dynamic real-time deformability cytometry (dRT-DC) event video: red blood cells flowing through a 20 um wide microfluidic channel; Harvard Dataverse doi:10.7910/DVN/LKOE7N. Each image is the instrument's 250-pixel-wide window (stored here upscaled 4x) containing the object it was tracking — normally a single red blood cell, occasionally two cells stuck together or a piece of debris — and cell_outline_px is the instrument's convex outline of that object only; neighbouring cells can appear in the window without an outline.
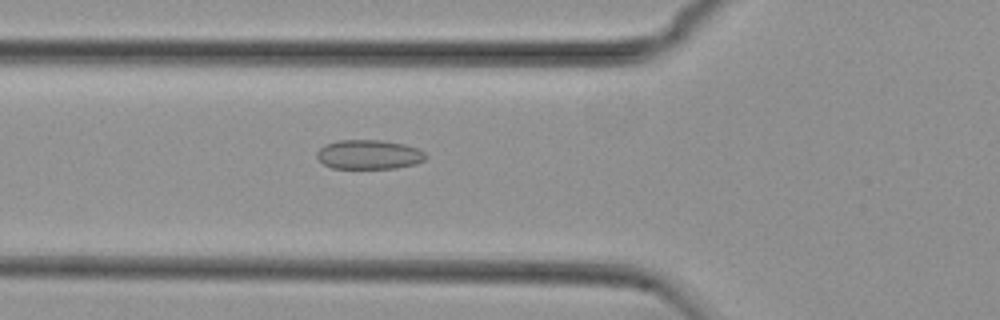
{"species": "common noctule bat (a hibernating species)", "species_latin": "Nyctalus noctula", "temperature_condition": "cold", "stored_images_in_passage": 44, "camera_frame_rate_fps": 3000, "um_per_image_px": 0.085, "animal": {"sex": "female", "body_mass_g": 29.2, "forearm_length_mm": 56.3}, "frame": {"image": 1, "passage_image": 9, "time_ms": 2.667, "image_size_px": [1000, 320], "cell_outline_px": [[428, 156], [424, 160], [416, 164], [396, 168], [332, 168], [324, 164], [316, 156], [316, 152], [324, 144], [340, 140], [380, 140], [404, 144], [420, 148]], "centroid_in_image_um": [31.38, 13.13], "position_along_channel_um": 94.4, "area_um2": 18.73}}
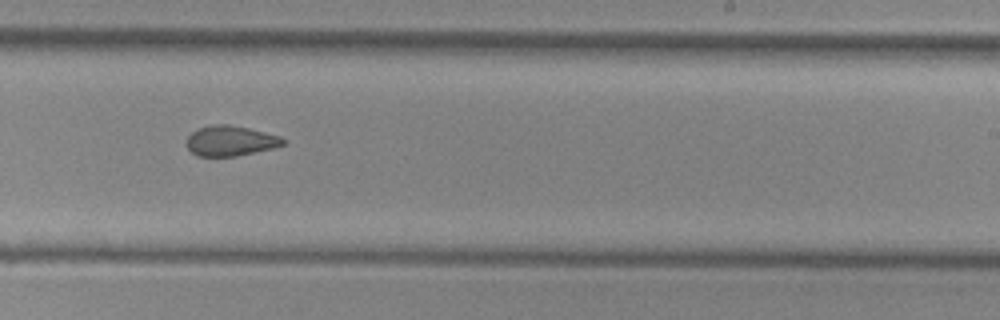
{"frame": {"image": 2, "passage_image": 23, "time_ms": 7.333, "image_size_px": [1000, 320], "cell_outline_px": [[284, 144], [272, 148], [236, 156], [196, 156], [188, 148], [188, 136], [192, 132], [200, 128], [212, 124], [228, 124], [248, 128], [280, 136], [284, 140]], "centroid_in_image_um": [19.58, 11.97], "position_along_channel_um": 269.4, "area_um2": 16.7}}
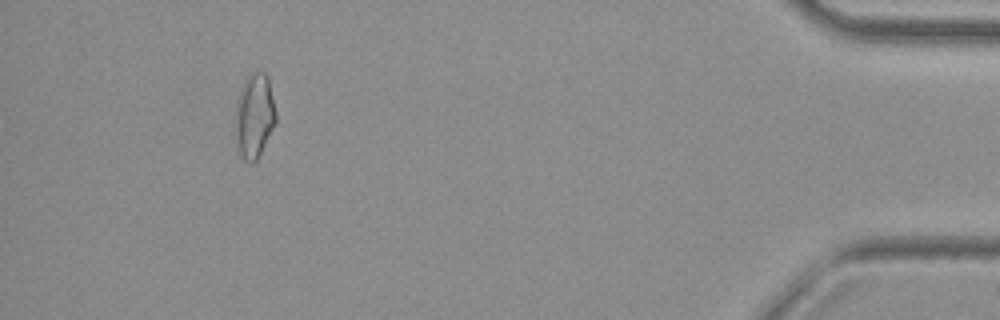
{"frame": {"image": 3, "passage_image": 40, "time_ms": 13.0, "image_size_px": [1000, 320], "cell_outline_px": [[276, 124], [256, 160], [252, 164], [244, 160], [240, 156], [236, 140], [236, 100], [240, 88], [248, 72], [256, 68], [264, 72], [268, 76], [276, 112]], "centroid_in_image_um": [21.62, 9.77], "position_along_channel_um": 413.6, "area_um2": 20.4}, "authors_computed_cell_mechanics": {"area_um2": 18.0047, "velocity_mm_per_s": 3.7452, "shape_relaxation_time_tau1_ms": null, "shape_relaxation_time_tau2_ms": 2.2962, "deformation_change_tau1": null, "deformation_change_tau2": 0.0747}}